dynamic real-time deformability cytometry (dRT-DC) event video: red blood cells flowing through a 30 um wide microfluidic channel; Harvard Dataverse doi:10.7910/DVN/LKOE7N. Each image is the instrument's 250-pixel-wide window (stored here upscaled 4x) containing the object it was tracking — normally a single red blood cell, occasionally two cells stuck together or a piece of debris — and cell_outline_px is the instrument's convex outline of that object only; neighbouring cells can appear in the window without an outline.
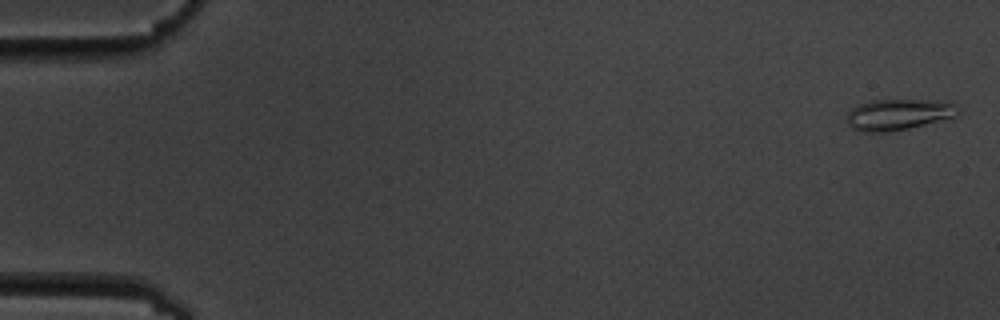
{"species": "common noctule bat (a hibernating species)", "species_latin": "Nyctalus noctula", "temperature_condition": "cold", "stored_images_in_passage": 5, "camera_frame_rate_fps": 3000, "um_per_image_px": 0.085, "animal": {"sex": "male", "body_mass_g": 19.5, "forearm_length_mm": 54.6}, "frame": {"image": 1, "passage_image": 1, "time_ms": 0.0, "image_size_px": [1000, 320], "cell_outline_px": [[960, 112], [956, 116], [908, 128], [888, 132], [864, 132], [852, 128], [848, 124], [848, 112], [852, 108], [868, 100], [948, 100], [956, 104], [960, 108]], "centroid_in_image_um": [76.41, 9.71], "position_along_channel_um": 8.6, "area_um2": 20.23}}
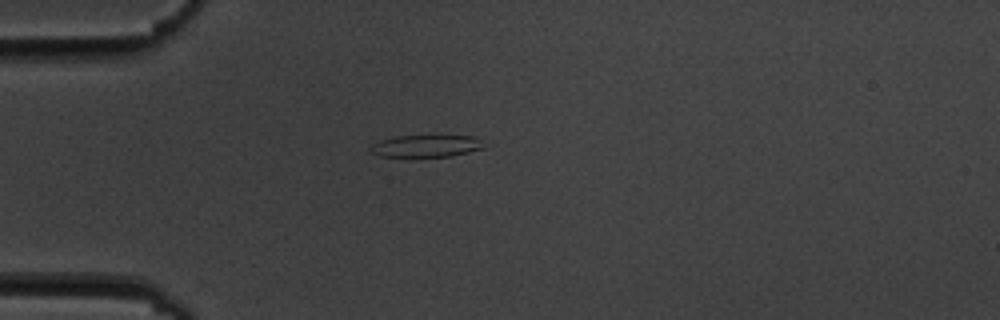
{"frame": {"image": 2, "passage_image": 5, "time_ms": 4.667, "image_size_px": [1000, 320], "cell_outline_px": [[484, 148], [452, 156], [380, 156], [368, 152], [372, 144], [380, 140], [392, 136], [436, 132], [476, 136], [480, 140]], "centroid_in_image_um": [36.23, 12.33], "position_along_channel_um": 48.8, "area_um2": 15.72}}